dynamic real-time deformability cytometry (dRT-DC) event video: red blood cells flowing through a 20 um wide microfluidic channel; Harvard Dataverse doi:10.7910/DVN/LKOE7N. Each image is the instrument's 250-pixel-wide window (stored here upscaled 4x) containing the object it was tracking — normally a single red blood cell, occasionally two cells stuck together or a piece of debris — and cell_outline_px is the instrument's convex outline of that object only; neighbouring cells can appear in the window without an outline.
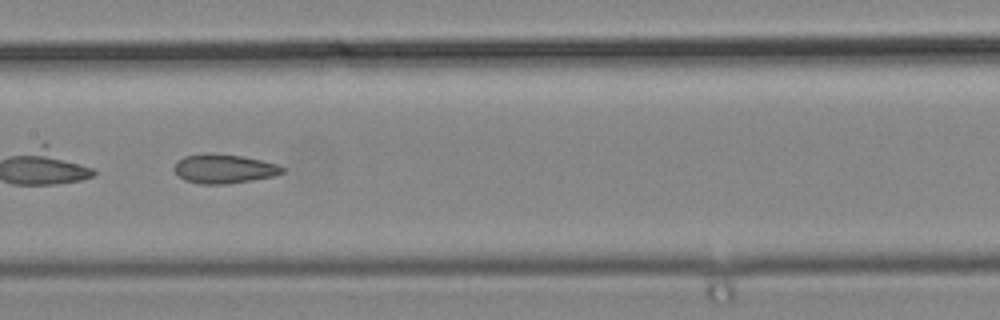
{"species": "common noctule bat (a hibernating species)", "species_latin": "Nyctalus noctula", "temperature_condition": "cold", "stored_images_in_passage": 29, "camera_frame_rate_fps": 3000, "um_per_image_px": 0.085, "animal": {"sex": "male", "body_mass_g": 19.2, "forearm_length_mm": 51.8}, "frame": {"image": 1, "passage_image": 17, "time_ms": 5.333, "image_size_px": [1000, 320], "cell_outline_px": [[284, 172], [276, 176], [228, 184], [200, 184], [184, 180], [172, 168], [176, 160], [184, 156], [240, 156], [260, 160], [276, 164], [284, 168]], "centroid_in_image_um": [19.05, 14.4], "position_along_channel_um": 188.4, "area_um2": 17.69}}